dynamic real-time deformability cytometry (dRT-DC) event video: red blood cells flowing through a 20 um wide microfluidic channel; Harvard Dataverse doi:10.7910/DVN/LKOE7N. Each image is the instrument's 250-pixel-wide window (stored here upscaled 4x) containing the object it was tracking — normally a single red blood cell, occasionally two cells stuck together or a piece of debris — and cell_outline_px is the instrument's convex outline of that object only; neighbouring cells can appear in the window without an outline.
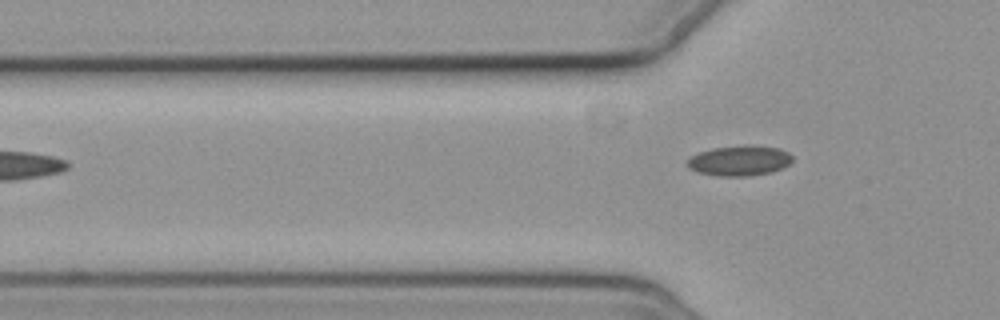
{"species": "common noctule bat (a hibernating species)", "species_latin": "Nyctalus noctula", "temperature_condition": "cold", "stored_images_in_passage": 2, "camera_frame_rate_fps": 3000, "um_per_image_px": 0.085, "animal": {"sex": "female", "body_mass_g": 19.3, "forearm_length_mm": 54.1}, "frame": {"image": 1, "passage_image": 2, "time_ms": 1.333, "image_size_px": [1000, 320], "cell_outline_px": [[792, 160], [788, 164], [772, 172], [748, 176], [720, 176], [696, 172], [688, 168], [684, 164], [688, 156], [712, 148], [744, 144], [752, 144], [780, 148], [788, 152], [792, 156]], "centroid_in_image_um": [62.8, 13.64], "position_along_channel_um": 63.0, "area_um2": 18.96}}